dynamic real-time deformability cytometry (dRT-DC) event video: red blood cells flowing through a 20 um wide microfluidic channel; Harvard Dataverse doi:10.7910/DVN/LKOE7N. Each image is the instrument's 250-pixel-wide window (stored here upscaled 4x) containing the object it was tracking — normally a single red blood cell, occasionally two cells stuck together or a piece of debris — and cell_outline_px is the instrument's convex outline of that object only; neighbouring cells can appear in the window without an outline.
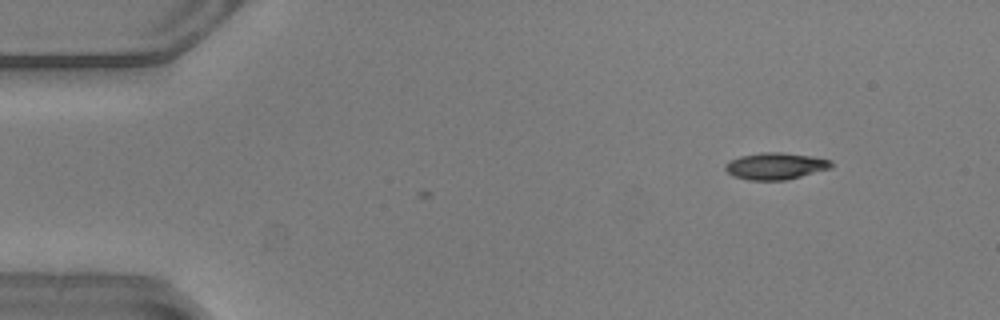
{"species": "common noctule bat (a hibernating species)", "species_latin": "Nyctalus noctula", "temperature_condition": "warm", "stored_images_in_passage": 4, "camera_frame_rate_fps": 3000, "um_per_image_px": 0.085, "animal": {"sex": "male", "body_mass_g": 20.5, "forearm_length_mm": 52.5}, "frame": {"image": 1, "passage_image": 2, "time_ms": 0.333, "image_size_px": [1000, 320], "cell_outline_px": [[832, 168], [784, 180], [748, 180], [732, 176], [724, 168], [724, 164], [728, 160], [740, 156], [764, 152], [780, 152], [812, 156], [832, 160]], "centroid_in_image_um": [65.89, 14.11], "position_along_channel_um": 19.1, "area_um2": 16.59}}